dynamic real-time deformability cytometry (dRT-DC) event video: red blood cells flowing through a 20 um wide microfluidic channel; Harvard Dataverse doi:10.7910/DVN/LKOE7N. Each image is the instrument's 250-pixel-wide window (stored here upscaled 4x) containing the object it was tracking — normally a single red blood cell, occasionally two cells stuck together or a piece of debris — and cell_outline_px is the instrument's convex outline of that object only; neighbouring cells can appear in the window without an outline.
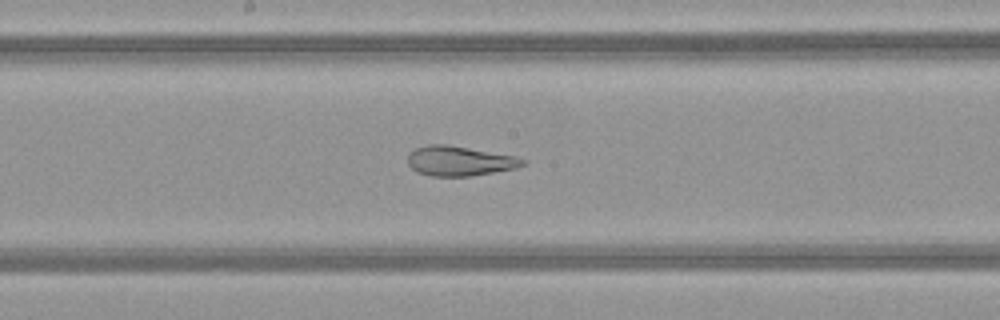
{"species": "common noctule bat (a hibernating species)", "species_latin": "Nyctalus noctula", "temperature_condition": "warm", "stored_images_in_passage": 49, "camera_frame_rate_fps": 3000, "um_per_image_px": 0.085, "animal": {"sex": "female", "body_mass_g": 21.9}, "frame": {"image": 1, "passage_image": 25, "time_ms": 8.0, "image_size_px": [1000, 320], "cell_outline_px": [[528, 164], [516, 168], [472, 176], [432, 176], [416, 172], [408, 164], [408, 152], [416, 148], [428, 144], [444, 144], [516, 156], [528, 160]], "centroid_in_image_um": [39.08, 13.69], "position_along_channel_um": 209.1, "area_um2": 20.06}}
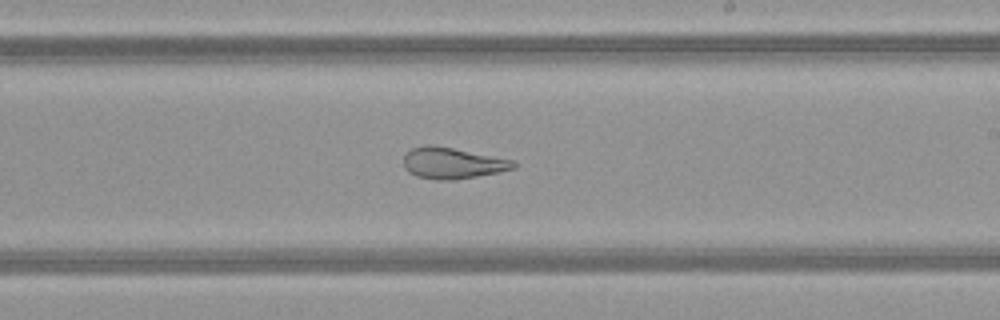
{"frame": {"image": 2, "passage_image": 28, "time_ms": 9.0, "image_size_px": [1000, 320], "cell_outline_px": [[516, 168], [476, 176], [452, 180], [436, 180], [416, 176], [408, 172], [404, 168], [404, 156], [412, 148], [424, 144], [432, 144], [512, 160], [516, 164]], "centroid_in_image_um": [38.4, 13.86], "position_along_channel_um": 250.6, "area_um2": 19.77}}
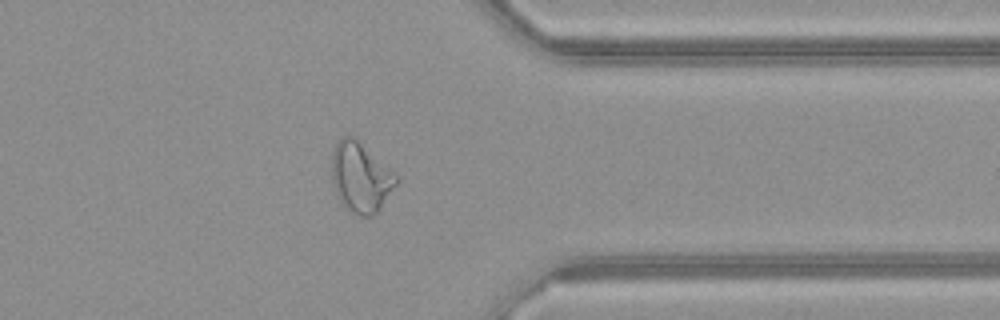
{"frame": {"image": 3, "passage_image": 38, "time_ms": 12.333, "image_size_px": [1000, 320], "cell_outline_px": [[400, 180], [380, 208], [372, 216], [360, 216], [348, 212], [344, 208], [332, 184], [332, 152], [336, 144], [344, 136], [352, 136], [392, 172]], "centroid_in_image_um": [30.62, 15.13], "position_along_channel_um": 380.8, "area_um2": 25.72}, "authors_computed_cell_mechanics": {"area_um2": 27.744, "velocity_mm_per_s": 4.1767, "shape_relaxation_time_tau1_ms": null, "shape_relaxation_time_tau2_ms": 1.4445, "deformation_change_tau1": null, "deformation_change_tau2": 0.0969}}